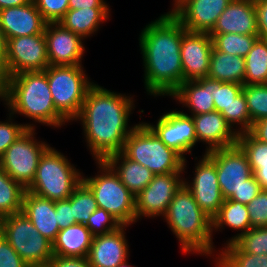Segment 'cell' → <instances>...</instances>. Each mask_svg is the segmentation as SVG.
<instances>
[{"instance_id":"obj_1","label":"cell","mask_w":267,"mask_h":267,"mask_svg":"<svg viewBox=\"0 0 267 267\" xmlns=\"http://www.w3.org/2000/svg\"><path fill=\"white\" fill-rule=\"evenodd\" d=\"M134 106L131 96L111 92L98 84L89 88L75 119L82 122L87 146L96 161L122 152L126 138L136 126L128 125Z\"/></svg>"},{"instance_id":"obj_2","label":"cell","mask_w":267,"mask_h":267,"mask_svg":"<svg viewBox=\"0 0 267 267\" xmlns=\"http://www.w3.org/2000/svg\"><path fill=\"white\" fill-rule=\"evenodd\" d=\"M186 31L170 11L142 30L139 46L148 94L170 96L183 83L180 48Z\"/></svg>"},{"instance_id":"obj_3","label":"cell","mask_w":267,"mask_h":267,"mask_svg":"<svg viewBox=\"0 0 267 267\" xmlns=\"http://www.w3.org/2000/svg\"><path fill=\"white\" fill-rule=\"evenodd\" d=\"M0 99L12 115L58 128L68 122L55 108L45 71H24L8 77Z\"/></svg>"},{"instance_id":"obj_4","label":"cell","mask_w":267,"mask_h":267,"mask_svg":"<svg viewBox=\"0 0 267 267\" xmlns=\"http://www.w3.org/2000/svg\"><path fill=\"white\" fill-rule=\"evenodd\" d=\"M164 220L178 239L183 253L196 252L211 256L215 249L212 241V219L200 209L184 184L175 193Z\"/></svg>"},{"instance_id":"obj_5","label":"cell","mask_w":267,"mask_h":267,"mask_svg":"<svg viewBox=\"0 0 267 267\" xmlns=\"http://www.w3.org/2000/svg\"><path fill=\"white\" fill-rule=\"evenodd\" d=\"M122 153L155 175L183 173L186 169V158L167 147L145 122L136 124L126 138Z\"/></svg>"},{"instance_id":"obj_6","label":"cell","mask_w":267,"mask_h":267,"mask_svg":"<svg viewBox=\"0 0 267 267\" xmlns=\"http://www.w3.org/2000/svg\"><path fill=\"white\" fill-rule=\"evenodd\" d=\"M82 176L66 156L49 147L41 156L36 176L26 191L52 201L66 200L82 182Z\"/></svg>"},{"instance_id":"obj_7","label":"cell","mask_w":267,"mask_h":267,"mask_svg":"<svg viewBox=\"0 0 267 267\" xmlns=\"http://www.w3.org/2000/svg\"><path fill=\"white\" fill-rule=\"evenodd\" d=\"M101 174L82 176V182L91 190L98 208L114 216L122 225L136 222L135 196L120 181L118 175L105 161H96Z\"/></svg>"},{"instance_id":"obj_8","label":"cell","mask_w":267,"mask_h":267,"mask_svg":"<svg viewBox=\"0 0 267 267\" xmlns=\"http://www.w3.org/2000/svg\"><path fill=\"white\" fill-rule=\"evenodd\" d=\"M82 65H49L47 75L56 110L69 122L79 115L90 82Z\"/></svg>"},{"instance_id":"obj_9","label":"cell","mask_w":267,"mask_h":267,"mask_svg":"<svg viewBox=\"0 0 267 267\" xmlns=\"http://www.w3.org/2000/svg\"><path fill=\"white\" fill-rule=\"evenodd\" d=\"M0 233L30 267H47L52 243L39 233L23 212L0 219Z\"/></svg>"},{"instance_id":"obj_10","label":"cell","mask_w":267,"mask_h":267,"mask_svg":"<svg viewBox=\"0 0 267 267\" xmlns=\"http://www.w3.org/2000/svg\"><path fill=\"white\" fill-rule=\"evenodd\" d=\"M34 132L28 129L0 157V167L25 189L33 182L39 160L50 147L46 142H37Z\"/></svg>"},{"instance_id":"obj_11","label":"cell","mask_w":267,"mask_h":267,"mask_svg":"<svg viewBox=\"0 0 267 267\" xmlns=\"http://www.w3.org/2000/svg\"><path fill=\"white\" fill-rule=\"evenodd\" d=\"M49 65L44 33L7 40V78L24 71H44Z\"/></svg>"},{"instance_id":"obj_12","label":"cell","mask_w":267,"mask_h":267,"mask_svg":"<svg viewBox=\"0 0 267 267\" xmlns=\"http://www.w3.org/2000/svg\"><path fill=\"white\" fill-rule=\"evenodd\" d=\"M216 166L219 187L224 199L237 192L253 175L246 154L238 146L215 149L205 153Z\"/></svg>"},{"instance_id":"obj_13","label":"cell","mask_w":267,"mask_h":267,"mask_svg":"<svg viewBox=\"0 0 267 267\" xmlns=\"http://www.w3.org/2000/svg\"><path fill=\"white\" fill-rule=\"evenodd\" d=\"M181 174L154 175L147 187L135 196L136 222L142 216L154 218L166 214L175 193L184 184Z\"/></svg>"},{"instance_id":"obj_14","label":"cell","mask_w":267,"mask_h":267,"mask_svg":"<svg viewBox=\"0 0 267 267\" xmlns=\"http://www.w3.org/2000/svg\"><path fill=\"white\" fill-rule=\"evenodd\" d=\"M169 148L174 149L184 159L185 153L197 143L195 124L192 116L181 111H171L163 114L156 125L145 123Z\"/></svg>"},{"instance_id":"obj_15","label":"cell","mask_w":267,"mask_h":267,"mask_svg":"<svg viewBox=\"0 0 267 267\" xmlns=\"http://www.w3.org/2000/svg\"><path fill=\"white\" fill-rule=\"evenodd\" d=\"M196 165L193 182H186L185 179L184 185L192 193L200 209L209 218L213 219L224 202L219 187L216 166L206 154Z\"/></svg>"},{"instance_id":"obj_16","label":"cell","mask_w":267,"mask_h":267,"mask_svg":"<svg viewBox=\"0 0 267 267\" xmlns=\"http://www.w3.org/2000/svg\"><path fill=\"white\" fill-rule=\"evenodd\" d=\"M232 0H177L170 11L189 32L210 33Z\"/></svg>"},{"instance_id":"obj_17","label":"cell","mask_w":267,"mask_h":267,"mask_svg":"<svg viewBox=\"0 0 267 267\" xmlns=\"http://www.w3.org/2000/svg\"><path fill=\"white\" fill-rule=\"evenodd\" d=\"M50 65H82L83 39L59 22L47 23L44 30Z\"/></svg>"},{"instance_id":"obj_18","label":"cell","mask_w":267,"mask_h":267,"mask_svg":"<svg viewBox=\"0 0 267 267\" xmlns=\"http://www.w3.org/2000/svg\"><path fill=\"white\" fill-rule=\"evenodd\" d=\"M212 49L209 33L186 31L182 35L180 54L183 82L208 76Z\"/></svg>"},{"instance_id":"obj_19","label":"cell","mask_w":267,"mask_h":267,"mask_svg":"<svg viewBox=\"0 0 267 267\" xmlns=\"http://www.w3.org/2000/svg\"><path fill=\"white\" fill-rule=\"evenodd\" d=\"M214 105L228 124L233 128L239 125L237 133L249 132L252 127L251 118L247 109L243 85L238 83L220 82L214 79Z\"/></svg>"},{"instance_id":"obj_20","label":"cell","mask_w":267,"mask_h":267,"mask_svg":"<svg viewBox=\"0 0 267 267\" xmlns=\"http://www.w3.org/2000/svg\"><path fill=\"white\" fill-rule=\"evenodd\" d=\"M127 227L121 225L112 232L93 236L87 255L91 267H117L128 259L129 245L124 231Z\"/></svg>"},{"instance_id":"obj_21","label":"cell","mask_w":267,"mask_h":267,"mask_svg":"<svg viewBox=\"0 0 267 267\" xmlns=\"http://www.w3.org/2000/svg\"><path fill=\"white\" fill-rule=\"evenodd\" d=\"M195 124L197 142H205L206 152L228 148L237 145L238 133L233 129L223 115L214 110L209 113L192 115Z\"/></svg>"},{"instance_id":"obj_22","label":"cell","mask_w":267,"mask_h":267,"mask_svg":"<svg viewBox=\"0 0 267 267\" xmlns=\"http://www.w3.org/2000/svg\"><path fill=\"white\" fill-rule=\"evenodd\" d=\"M46 24L34 1L0 10V29L7 40L44 33Z\"/></svg>"},{"instance_id":"obj_23","label":"cell","mask_w":267,"mask_h":267,"mask_svg":"<svg viewBox=\"0 0 267 267\" xmlns=\"http://www.w3.org/2000/svg\"><path fill=\"white\" fill-rule=\"evenodd\" d=\"M258 34L254 0H232L209 34Z\"/></svg>"},{"instance_id":"obj_24","label":"cell","mask_w":267,"mask_h":267,"mask_svg":"<svg viewBox=\"0 0 267 267\" xmlns=\"http://www.w3.org/2000/svg\"><path fill=\"white\" fill-rule=\"evenodd\" d=\"M22 212L37 228L40 234L53 243L60 231L57 223L55 201L25 191Z\"/></svg>"},{"instance_id":"obj_25","label":"cell","mask_w":267,"mask_h":267,"mask_svg":"<svg viewBox=\"0 0 267 267\" xmlns=\"http://www.w3.org/2000/svg\"><path fill=\"white\" fill-rule=\"evenodd\" d=\"M170 96L188 107L190 116L209 113L215 110L214 79L186 80Z\"/></svg>"},{"instance_id":"obj_26","label":"cell","mask_w":267,"mask_h":267,"mask_svg":"<svg viewBox=\"0 0 267 267\" xmlns=\"http://www.w3.org/2000/svg\"><path fill=\"white\" fill-rule=\"evenodd\" d=\"M105 162L134 196L146 188L155 175L147 167L127 158L122 152L109 156Z\"/></svg>"},{"instance_id":"obj_27","label":"cell","mask_w":267,"mask_h":267,"mask_svg":"<svg viewBox=\"0 0 267 267\" xmlns=\"http://www.w3.org/2000/svg\"><path fill=\"white\" fill-rule=\"evenodd\" d=\"M93 235L85 224H74L58 232L52 243L53 255L87 257Z\"/></svg>"},{"instance_id":"obj_28","label":"cell","mask_w":267,"mask_h":267,"mask_svg":"<svg viewBox=\"0 0 267 267\" xmlns=\"http://www.w3.org/2000/svg\"><path fill=\"white\" fill-rule=\"evenodd\" d=\"M109 12V8L68 10L59 23L84 40L98 31L100 24L108 20Z\"/></svg>"},{"instance_id":"obj_29","label":"cell","mask_w":267,"mask_h":267,"mask_svg":"<svg viewBox=\"0 0 267 267\" xmlns=\"http://www.w3.org/2000/svg\"><path fill=\"white\" fill-rule=\"evenodd\" d=\"M220 82L238 83L244 85L245 58L217 51L214 47L208 76Z\"/></svg>"},{"instance_id":"obj_30","label":"cell","mask_w":267,"mask_h":267,"mask_svg":"<svg viewBox=\"0 0 267 267\" xmlns=\"http://www.w3.org/2000/svg\"><path fill=\"white\" fill-rule=\"evenodd\" d=\"M228 226L234 230L242 231L231 237L226 244L233 243L240 235L251 229V222L247 205L240 202L224 199L218 214L212 219V231H218ZM215 229V230H214Z\"/></svg>"},{"instance_id":"obj_31","label":"cell","mask_w":267,"mask_h":267,"mask_svg":"<svg viewBox=\"0 0 267 267\" xmlns=\"http://www.w3.org/2000/svg\"><path fill=\"white\" fill-rule=\"evenodd\" d=\"M244 84H267V40L258 38L245 57Z\"/></svg>"},{"instance_id":"obj_32","label":"cell","mask_w":267,"mask_h":267,"mask_svg":"<svg viewBox=\"0 0 267 267\" xmlns=\"http://www.w3.org/2000/svg\"><path fill=\"white\" fill-rule=\"evenodd\" d=\"M26 189L0 167V219L22 212Z\"/></svg>"},{"instance_id":"obj_33","label":"cell","mask_w":267,"mask_h":267,"mask_svg":"<svg viewBox=\"0 0 267 267\" xmlns=\"http://www.w3.org/2000/svg\"><path fill=\"white\" fill-rule=\"evenodd\" d=\"M221 251L215 260L216 267H267V254L244 253L234 243L225 244Z\"/></svg>"},{"instance_id":"obj_34","label":"cell","mask_w":267,"mask_h":267,"mask_svg":"<svg viewBox=\"0 0 267 267\" xmlns=\"http://www.w3.org/2000/svg\"><path fill=\"white\" fill-rule=\"evenodd\" d=\"M212 37L213 47L222 53L246 57L253 44L259 38L258 34H209Z\"/></svg>"},{"instance_id":"obj_35","label":"cell","mask_w":267,"mask_h":267,"mask_svg":"<svg viewBox=\"0 0 267 267\" xmlns=\"http://www.w3.org/2000/svg\"><path fill=\"white\" fill-rule=\"evenodd\" d=\"M71 207L78 224H86L91 214L98 208L93 193L83 182L71 194Z\"/></svg>"},{"instance_id":"obj_36","label":"cell","mask_w":267,"mask_h":267,"mask_svg":"<svg viewBox=\"0 0 267 267\" xmlns=\"http://www.w3.org/2000/svg\"><path fill=\"white\" fill-rule=\"evenodd\" d=\"M247 109L254 123L267 117V84H244Z\"/></svg>"},{"instance_id":"obj_37","label":"cell","mask_w":267,"mask_h":267,"mask_svg":"<svg viewBox=\"0 0 267 267\" xmlns=\"http://www.w3.org/2000/svg\"><path fill=\"white\" fill-rule=\"evenodd\" d=\"M237 145L248 158L253 174L259 168H267V143L256 140L249 132L238 135Z\"/></svg>"},{"instance_id":"obj_38","label":"cell","mask_w":267,"mask_h":267,"mask_svg":"<svg viewBox=\"0 0 267 267\" xmlns=\"http://www.w3.org/2000/svg\"><path fill=\"white\" fill-rule=\"evenodd\" d=\"M233 243L244 253L267 254V227L251 228Z\"/></svg>"},{"instance_id":"obj_39","label":"cell","mask_w":267,"mask_h":267,"mask_svg":"<svg viewBox=\"0 0 267 267\" xmlns=\"http://www.w3.org/2000/svg\"><path fill=\"white\" fill-rule=\"evenodd\" d=\"M121 225L114 216L101 208H97L85 224L93 236L112 232Z\"/></svg>"},{"instance_id":"obj_40","label":"cell","mask_w":267,"mask_h":267,"mask_svg":"<svg viewBox=\"0 0 267 267\" xmlns=\"http://www.w3.org/2000/svg\"><path fill=\"white\" fill-rule=\"evenodd\" d=\"M13 115L9 113L7 122L0 121V157L22 134L28 129H35L33 124H17L13 123Z\"/></svg>"},{"instance_id":"obj_41","label":"cell","mask_w":267,"mask_h":267,"mask_svg":"<svg viewBox=\"0 0 267 267\" xmlns=\"http://www.w3.org/2000/svg\"><path fill=\"white\" fill-rule=\"evenodd\" d=\"M251 228L267 227V189H262L248 204Z\"/></svg>"},{"instance_id":"obj_42","label":"cell","mask_w":267,"mask_h":267,"mask_svg":"<svg viewBox=\"0 0 267 267\" xmlns=\"http://www.w3.org/2000/svg\"><path fill=\"white\" fill-rule=\"evenodd\" d=\"M43 19L59 22L69 10V0H33Z\"/></svg>"},{"instance_id":"obj_43","label":"cell","mask_w":267,"mask_h":267,"mask_svg":"<svg viewBox=\"0 0 267 267\" xmlns=\"http://www.w3.org/2000/svg\"><path fill=\"white\" fill-rule=\"evenodd\" d=\"M0 267H30L0 233Z\"/></svg>"},{"instance_id":"obj_44","label":"cell","mask_w":267,"mask_h":267,"mask_svg":"<svg viewBox=\"0 0 267 267\" xmlns=\"http://www.w3.org/2000/svg\"><path fill=\"white\" fill-rule=\"evenodd\" d=\"M261 190L262 187L253 174L250 178L245 180V184L242 185L237 192L231 195L229 200L247 205Z\"/></svg>"},{"instance_id":"obj_45","label":"cell","mask_w":267,"mask_h":267,"mask_svg":"<svg viewBox=\"0 0 267 267\" xmlns=\"http://www.w3.org/2000/svg\"><path fill=\"white\" fill-rule=\"evenodd\" d=\"M55 211L57 212V223L60 230L77 224L72 213L71 196L66 200L55 201Z\"/></svg>"},{"instance_id":"obj_46","label":"cell","mask_w":267,"mask_h":267,"mask_svg":"<svg viewBox=\"0 0 267 267\" xmlns=\"http://www.w3.org/2000/svg\"><path fill=\"white\" fill-rule=\"evenodd\" d=\"M47 267H91L87 257H64L53 255Z\"/></svg>"},{"instance_id":"obj_47","label":"cell","mask_w":267,"mask_h":267,"mask_svg":"<svg viewBox=\"0 0 267 267\" xmlns=\"http://www.w3.org/2000/svg\"><path fill=\"white\" fill-rule=\"evenodd\" d=\"M257 12L258 36L267 40V0H254Z\"/></svg>"},{"instance_id":"obj_48","label":"cell","mask_w":267,"mask_h":267,"mask_svg":"<svg viewBox=\"0 0 267 267\" xmlns=\"http://www.w3.org/2000/svg\"><path fill=\"white\" fill-rule=\"evenodd\" d=\"M109 8L105 0H69V10Z\"/></svg>"},{"instance_id":"obj_49","label":"cell","mask_w":267,"mask_h":267,"mask_svg":"<svg viewBox=\"0 0 267 267\" xmlns=\"http://www.w3.org/2000/svg\"><path fill=\"white\" fill-rule=\"evenodd\" d=\"M249 133L256 140L267 143V117L254 122Z\"/></svg>"},{"instance_id":"obj_50","label":"cell","mask_w":267,"mask_h":267,"mask_svg":"<svg viewBox=\"0 0 267 267\" xmlns=\"http://www.w3.org/2000/svg\"><path fill=\"white\" fill-rule=\"evenodd\" d=\"M33 0H0V10L8 7H16L29 4Z\"/></svg>"},{"instance_id":"obj_51","label":"cell","mask_w":267,"mask_h":267,"mask_svg":"<svg viewBox=\"0 0 267 267\" xmlns=\"http://www.w3.org/2000/svg\"><path fill=\"white\" fill-rule=\"evenodd\" d=\"M254 175L262 189H267V168H259Z\"/></svg>"},{"instance_id":"obj_52","label":"cell","mask_w":267,"mask_h":267,"mask_svg":"<svg viewBox=\"0 0 267 267\" xmlns=\"http://www.w3.org/2000/svg\"><path fill=\"white\" fill-rule=\"evenodd\" d=\"M7 56V39L0 29V61L5 65Z\"/></svg>"},{"instance_id":"obj_53","label":"cell","mask_w":267,"mask_h":267,"mask_svg":"<svg viewBox=\"0 0 267 267\" xmlns=\"http://www.w3.org/2000/svg\"><path fill=\"white\" fill-rule=\"evenodd\" d=\"M6 79H7L6 68L5 65L0 61V96L4 89Z\"/></svg>"},{"instance_id":"obj_54","label":"cell","mask_w":267,"mask_h":267,"mask_svg":"<svg viewBox=\"0 0 267 267\" xmlns=\"http://www.w3.org/2000/svg\"><path fill=\"white\" fill-rule=\"evenodd\" d=\"M128 259H126L125 261H123L121 264H119L117 267H135V266H132V265H129L128 264Z\"/></svg>"}]
</instances>
